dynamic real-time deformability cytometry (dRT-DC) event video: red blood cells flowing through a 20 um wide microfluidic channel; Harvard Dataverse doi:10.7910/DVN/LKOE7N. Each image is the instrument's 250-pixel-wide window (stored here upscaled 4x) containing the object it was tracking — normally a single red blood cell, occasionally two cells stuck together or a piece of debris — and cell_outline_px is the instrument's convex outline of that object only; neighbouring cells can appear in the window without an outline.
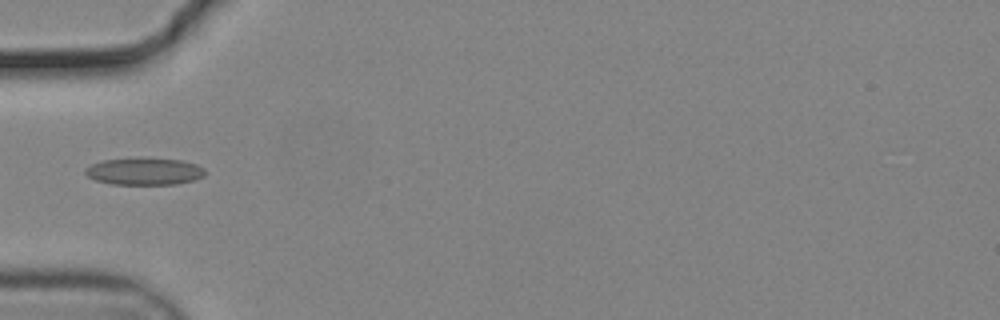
{"species": "common noctule bat (a hibernating species)", "species_latin": "Nyctalus noctula", "temperature_condition": "cold", "stored_images_in_passage": 37, "camera_frame_rate_fps": 3000, "um_per_image_px": 0.085, "animal": {"sex": "male", "body_mass_g": 19.2, "forearm_length_mm": 51.8}, "frame": {"image": 1, "passage_image": 1, "time_ms": 0.0, "image_size_px": [1000, 320], "cell_outline_px": [[208, 172], [204, 176], [196, 180], [176, 184], [112, 184], [96, 180], [88, 176], [84, 172], [84, 168], [92, 164], [104, 160], [144, 156], [184, 160], [196, 164], [204, 168]], "centroid_in_image_um": [12.32, 14.54], "position_along_channel_um": 72.7, "area_um2": 19.54}}
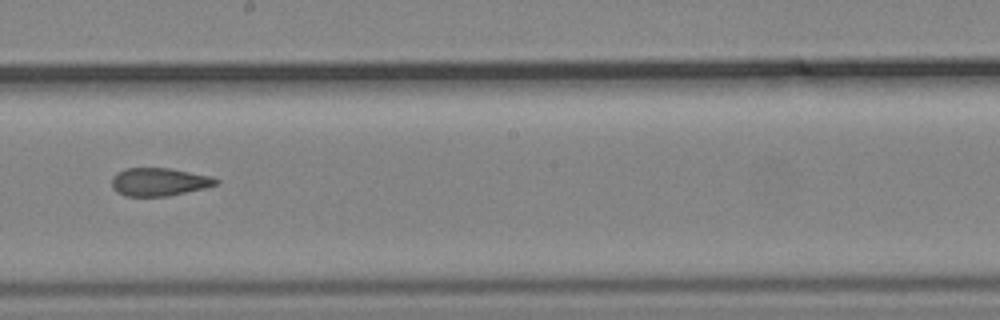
{"frame": {"image": 2, "passage_image": 14, "time_ms": 4.333, "image_size_px": [1000, 320], "cell_outline_px": [[220, 180], [216, 184], [204, 188], [168, 196], [124, 196], [116, 192], [112, 188], [112, 176], [116, 172], [124, 168], [172, 168], [212, 176]], "centroid_in_image_um": [13.5, 15.45], "position_along_channel_um": 234.7, "area_um2": 17.22}}
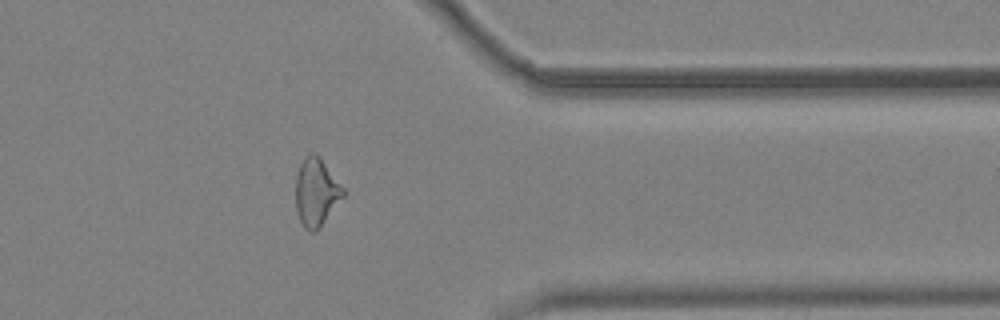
{"frame": {"image": 3, "passage_image": 27, "time_ms": 8.667, "image_size_px": [1000, 320], "cell_outline_px": [[344, 196], [320, 228], [316, 232], [312, 232], [304, 228], [296, 212], [296, 176], [300, 164], [312, 152], [320, 156], [344, 188]], "centroid_in_image_um": [26.89, 16.36], "position_along_channel_um": 384.5, "area_um2": 18.79}, "authors_computed_cell_mechanics": {"area_um2": 18.1492, "velocity_mm_per_s": 3.7176, "shape_relaxation_time_tau1_ms": null, "shape_relaxation_time_tau2_ms": 2.0365, "deformation_change_tau1": null, "deformation_change_tau2": 0.0854}}